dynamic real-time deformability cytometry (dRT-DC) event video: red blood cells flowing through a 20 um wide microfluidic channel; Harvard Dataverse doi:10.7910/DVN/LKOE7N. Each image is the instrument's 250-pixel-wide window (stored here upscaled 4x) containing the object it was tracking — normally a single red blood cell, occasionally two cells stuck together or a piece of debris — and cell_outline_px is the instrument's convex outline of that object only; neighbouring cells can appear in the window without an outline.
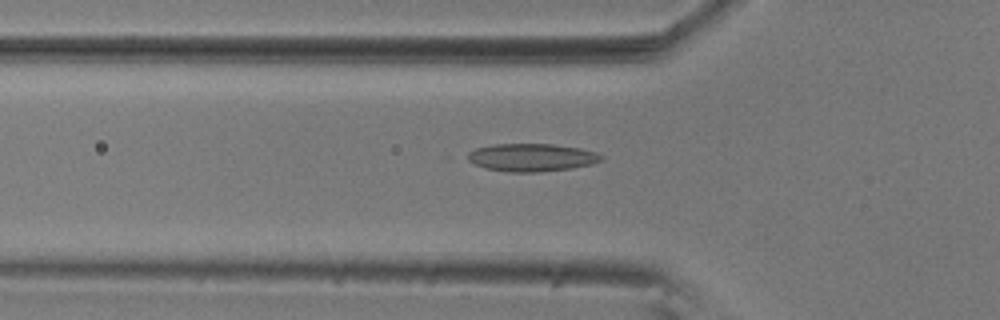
{"species": "common noctule bat (a hibernating species)", "species_latin": "Nyctalus noctula", "temperature_condition": "room temperature", "stored_images_in_passage": 48, "camera_frame_rate_fps": 3000, "um_per_image_px": 0.085, "animal": {"sex": "male", "body_mass_g": 20.5, "forearm_length_mm": 52.5}, "frame": {"image": 1, "passage_image": 11, "time_ms": 3.333, "image_size_px": [1000, 320], "cell_outline_px": [[604, 160], [592, 164], [572, 168], [536, 172], [508, 172], [484, 168], [460, 156], [476, 148], [492, 144], [552, 144], [580, 148], [596, 152], [604, 156]], "centroid_in_image_um": [45.15, 13.38], "position_along_channel_um": 80.6, "area_um2": 21.96}}
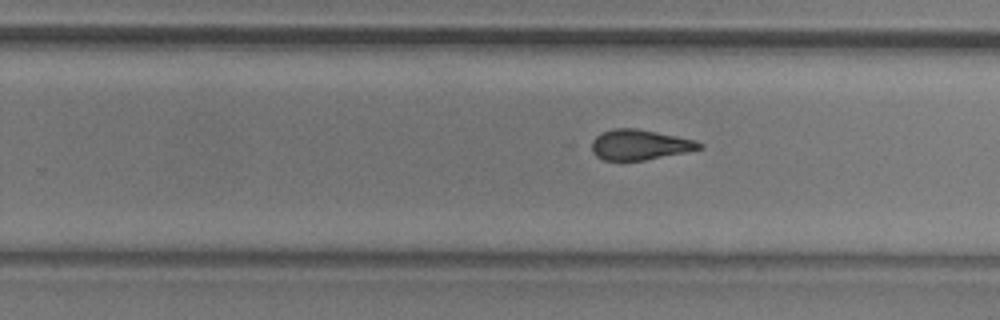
{"frame": {"image": 2, "passage_image": 27, "time_ms": 8.667, "image_size_px": [1000, 320], "cell_outline_px": [[704, 148], [644, 160], [604, 160], [596, 156], [592, 152], [592, 140], [596, 136], [612, 128], [636, 128], [696, 140], [704, 144]], "centroid_in_image_um": [54.37, 12.3], "position_along_channel_um": 275.4, "area_um2": 18.84}}
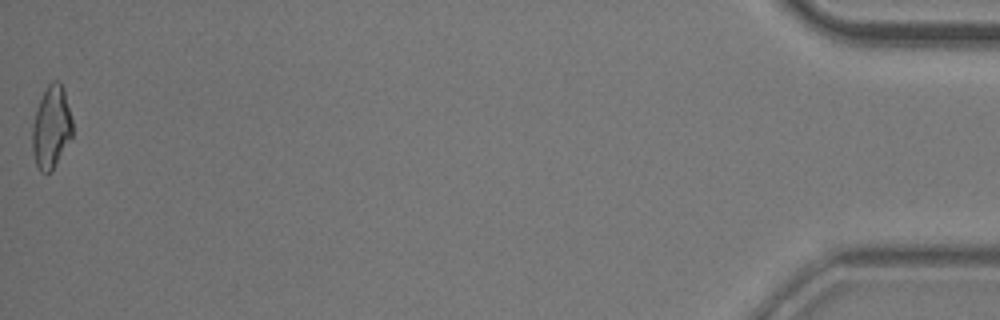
{"frame": {"image": 3, "passage_image": 48, "time_ms": 15.667, "image_size_px": [1000, 320], "cell_outline_px": [[72, 136], [52, 172], [40, 172], [36, 164], [32, 152], [32, 124], [40, 100], [48, 84], [52, 80], [60, 80], [64, 88], [72, 120]], "centroid_in_image_um": [4.36, 10.82], "position_along_channel_um": 430.8, "area_um2": 19.36}, "authors_computed_cell_mechanics": {"area_um2": 19.7676, "velocity_mm_per_s": 3.6374, "shape_relaxation_time_tau1_ms": null, "shape_relaxation_time_tau2_ms": 1.6779, "deformation_change_tau1": null, "deformation_change_tau2": 0.0857}}